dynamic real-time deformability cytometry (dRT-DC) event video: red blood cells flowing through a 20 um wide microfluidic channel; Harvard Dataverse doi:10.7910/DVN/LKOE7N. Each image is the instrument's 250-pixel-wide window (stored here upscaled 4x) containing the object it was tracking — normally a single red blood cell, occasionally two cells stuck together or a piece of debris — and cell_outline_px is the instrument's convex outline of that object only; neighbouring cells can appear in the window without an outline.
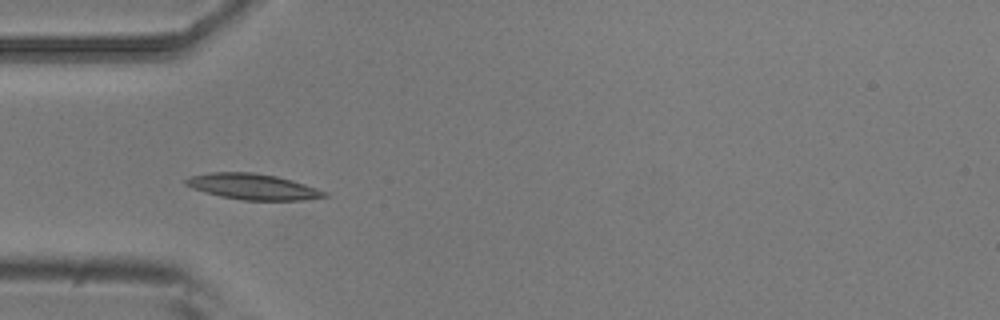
{"species": "common noctule bat (a hibernating species)", "species_latin": "Nyctalus noctula", "temperature_condition": "room temperature", "stored_images_in_passage": 4, "camera_frame_rate_fps": 3000, "um_per_image_px": 0.085, "animal": {"sex": "male", "body_mass_g": 20.5, "forearm_length_mm": 52.5}, "frame": {"image": 1, "passage_image": 3, "time_ms": 0.667, "image_size_px": [1000, 320], "cell_outline_px": [[328, 196], [304, 200], [244, 200], [220, 196], [192, 188], [184, 184], [184, 180], [188, 176], [212, 172], [252, 172], [276, 176], [292, 180], [328, 192]], "centroid_in_image_um": [21.47, 15.86], "position_along_channel_um": 63.5, "area_um2": 20.81}}
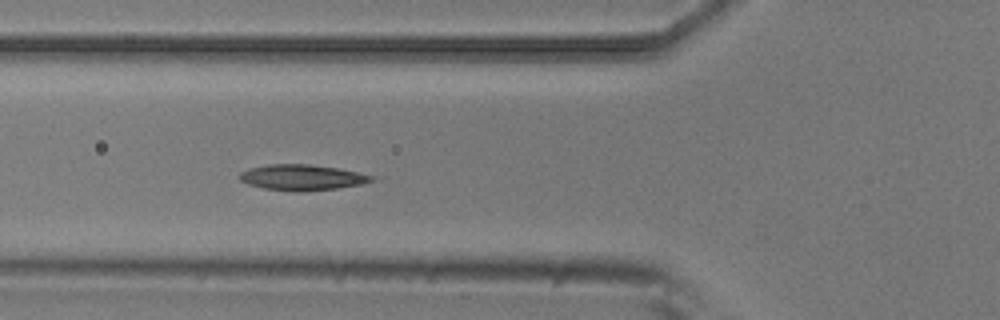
{"frame": {"image": 2, "passage_image": 4, "time_ms": 1.0, "image_size_px": [1000, 320], "cell_outline_px": [[372, 180], [360, 184], [336, 188], [300, 192], [292, 192], [264, 188], [248, 184], [240, 180], [240, 172], [248, 168], [268, 164], [308, 164], [336, 168], [356, 172], [372, 176]], "centroid_in_image_um": [25.59, 15.08], "position_along_channel_um": 100.2, "area_um2": 19.54}}